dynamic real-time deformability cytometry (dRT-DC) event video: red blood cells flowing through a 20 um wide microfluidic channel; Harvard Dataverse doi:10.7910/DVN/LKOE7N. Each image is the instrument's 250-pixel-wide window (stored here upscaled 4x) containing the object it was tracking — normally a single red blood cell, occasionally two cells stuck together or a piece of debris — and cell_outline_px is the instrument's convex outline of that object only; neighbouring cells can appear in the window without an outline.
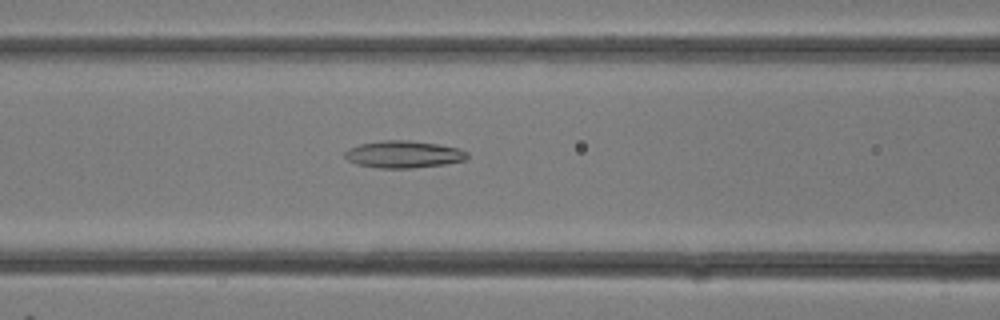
{"species": "common noctule bat (a hibernating species)", "species_latin": "Nyctalus noctula", "temperature_condition": "room temperature", "stored_images_in_passage": 11, "camera_frame_rate_fps": 3000, "um_per_image_px": 0.085, "animal": {"sex": "female"}, "frame": {"image": 1, "passage_image": 7, "time_ms": 2.0, "image_size_px": [1000, 320], "cell_outline_px": [[468, 156], [464, 160], [444, 164], [412, 168], [380, 168], [356, 164], [348, 160], [344, 156], [344, 152], [348, 148], [360, 144], [380, 140], [408, 140], [436, 144], [460, 148], [468, 152]], "centroid_in_image_um": [34.28, 13.11], "position_along_channel_um": 132.3, "area_um2": 19.36}}
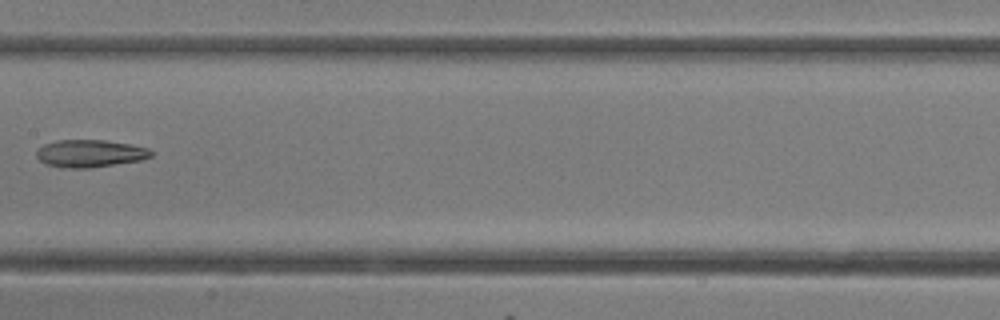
{"frame": {"image": 2, "passage_image": 10, "time_ms": 3.0, "image_size_px": [1000, 320], "cell_outline_px": [[152, 156], [144, 160], [88, 168], [64, 168], [44, 164], [36, 156], [36, 152], [44, 144], [56, 140], [104, 140], [128, 144], [148, 148], [152, 152]], "centroid_in_image_um": [7.64, 13.05], "position_along_channel_um": 199.8, "area_um2": 18.38}}